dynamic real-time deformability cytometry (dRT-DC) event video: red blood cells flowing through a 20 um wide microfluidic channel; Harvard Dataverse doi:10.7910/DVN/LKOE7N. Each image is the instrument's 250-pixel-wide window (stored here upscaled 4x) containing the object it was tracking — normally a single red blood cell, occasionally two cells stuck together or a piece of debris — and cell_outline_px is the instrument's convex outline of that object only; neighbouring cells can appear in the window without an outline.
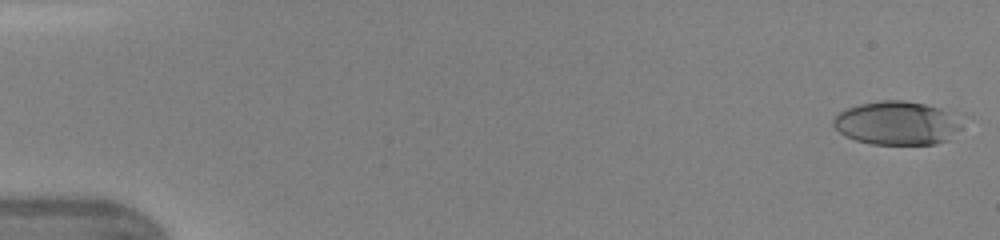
{"species": "human", "species_latin": "Homo sapiens", "temperature_condition": "warm", "stored_images_in_passage": 46, "camera_frame_rate_fps": 3000, "um_per_image_px": 0.085, "donor": {"sex": "female"}, "frame": {"image": 1, "passage_image": 1, "time_ms": 0.0, "image_size_px": [1000, 240], "cell_outline_px": [[972, 116], [948, 140], [936, 144], [872, 144], [856, 140], [844, 136], [832, 124], [832, 120], [840, 112], [848, 108], [860, 104], [880, 100], [904, 100], [964, 112]], "centroid_in_image_um": [76.44, 10.44], "position_along_channel_um": 8.6, "area_um2": 33.87}}
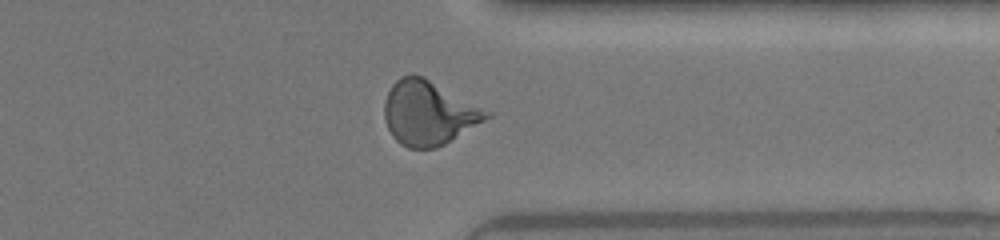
{"frame": {"image": 2, "passage_image": 37, "time_ms": 12.0, "image_size_px": [1000, 240], "cell_outline_px": [[492, 116], [444, 144], [436, 148], [408, 148], [400, 144], [392, 136], [388, 128], [384, 116], [384, 104], [388, 92], [392, 84], [400, 76], [424, 76], [492, 112]], "centroid_in_image_um": [36.43, 9.6], "position_along_channel_um": 375.0, "area_um2": 37.97}}
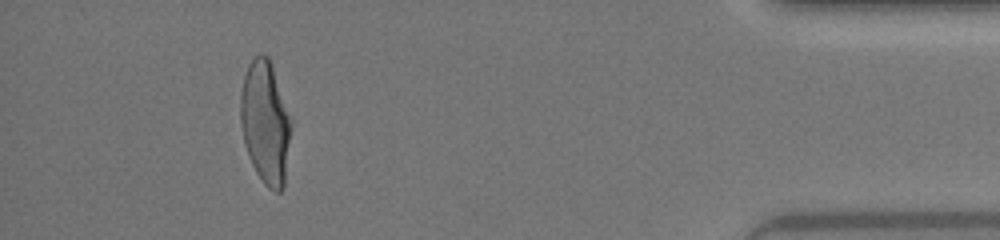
{"frame": {"image": 3, "passage_image": 43, "time_ms": 14.0, "image_size_px": [1000, 240], "cell_outline_px": [[292, 128], [284, 188], [280, 192], [276, 192], [268, 188], [264, 184], [256, 172], [252, 164], [244, 144], [240, 120], [240, 96], [244, 76], [248, 64], [260, 52], [268, 56], [292, 116]], "centroid_in_image_um": [22.58, 10.42], "position_along_channel_um": 412.6, "area_um2": 36.82}, "authors_computed_cell_mechanics": {"area_um2": 35.5759, "velocity_mm_per_s": 4.3688, "shape_relaxation_time_tau1_ms": 3.6561, "shape_relaxation_time_tau2_ms": 0.8068, "deformation_change_tau1": 0.1968, "deformation_change_tau2": 0.0812}}